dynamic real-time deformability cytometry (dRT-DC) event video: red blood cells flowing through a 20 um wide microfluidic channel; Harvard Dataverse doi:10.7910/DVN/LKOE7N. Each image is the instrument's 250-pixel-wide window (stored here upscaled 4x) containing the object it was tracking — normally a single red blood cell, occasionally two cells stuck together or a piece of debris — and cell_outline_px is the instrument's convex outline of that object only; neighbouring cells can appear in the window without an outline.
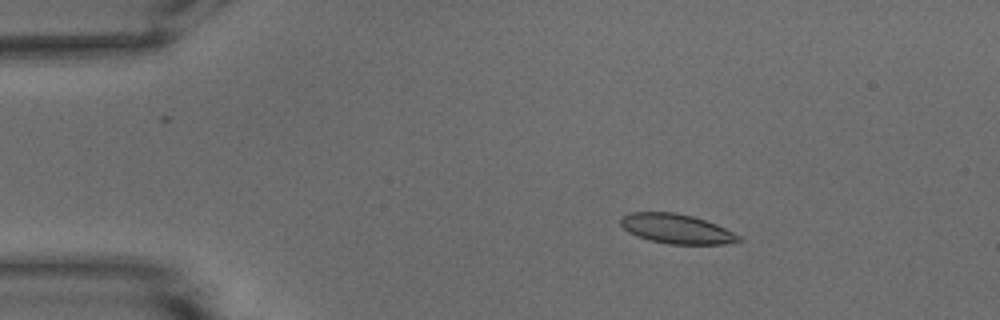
{"species": "common noctule bat (a hibernating species)", "species_latin": "Nyctalus noctula", "temperature_condition": "warm", "stored_images_in_passage": 52, "camera_frame_rate_fps": 3000, "um_per_image_px": 0.085, "animal": {"sex": "male", "body_mass_g": 15.6}, "frame": {"image": 1, "passage_image": 8, "time_ms": 2.333, "image_size_px": [1000, 320], "cell_outline_px": [[744, 240], [724, 244], [668, 244], [652, 240], [628, 232], [620, 224], [620, 216], [632, 212], [676, 212], [692, 216], [716, 224], [740, 236]], "centroid_in_image_um": [57.5, 19.44], "position_along_channel_um": 27.5, "area_um2": 20.17}}
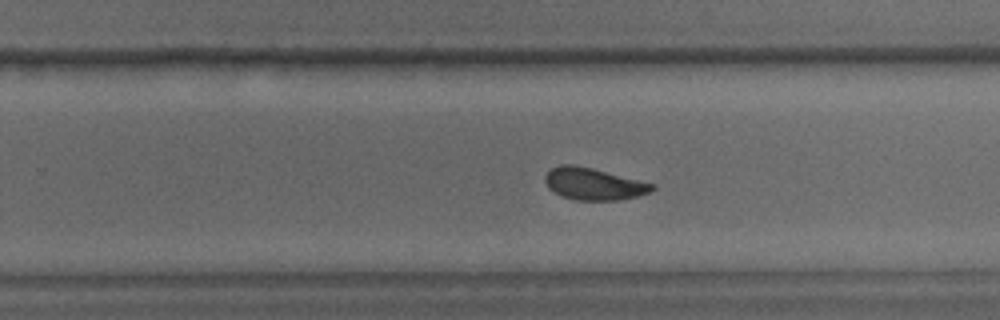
{"frame": {"image": 2, "passage_image": 33, "time_ms": 10.667, "image_size_px": [1000, 320], "cell_outline_px": [[656, 188], [652, 192], [620, 200], [576, 200], [564, 196], [548, 188], [544, 180], [544, 176], [552, 168], [560, 164], [572, 164], [592, 168], [656, 184]], "centroid_in_image_um": [50.49, 15.63], "position_along_channel_um": 279.3, "area_um2": 19.94}}
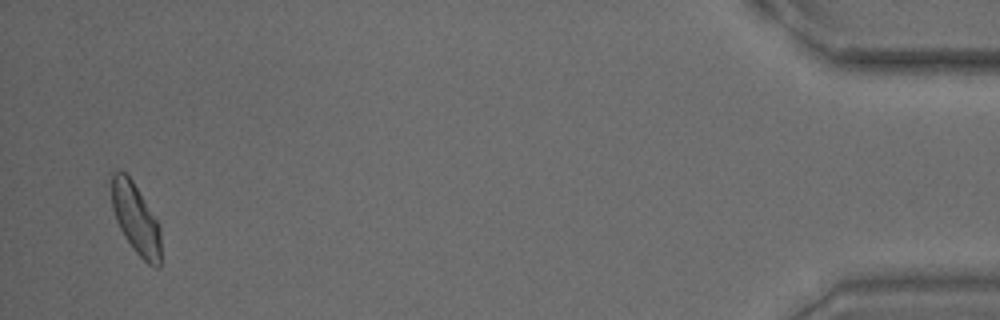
{"frame": {"image": 3, "passage_image": 51, "time_ms": 16.667, "image_size_px": [1000, 320], "cell_outline_px": [[160, 268], [156, 268], [148, 264], [136, 252], [124, 236], [116, 220], [112, 208], [108, 172], [120, 168], [132, 180], [160, 224]], "centroid_in_image_um": [11.49, 18.5], "position_along_channel_um": 423.7, "area_um2": 20.81}, "authors_computed_cell_mechanics": {"area_um2": 20.3167, "velocity_mm_per_s": 3.7656, "shape_relaxation_time_tau1_ms": 6.92, "shape_relaxation_time_tau2_ms": 1.7811, "deformation_change_tau1": 0.1448, "deformation_change_tau2": 0.0759}}